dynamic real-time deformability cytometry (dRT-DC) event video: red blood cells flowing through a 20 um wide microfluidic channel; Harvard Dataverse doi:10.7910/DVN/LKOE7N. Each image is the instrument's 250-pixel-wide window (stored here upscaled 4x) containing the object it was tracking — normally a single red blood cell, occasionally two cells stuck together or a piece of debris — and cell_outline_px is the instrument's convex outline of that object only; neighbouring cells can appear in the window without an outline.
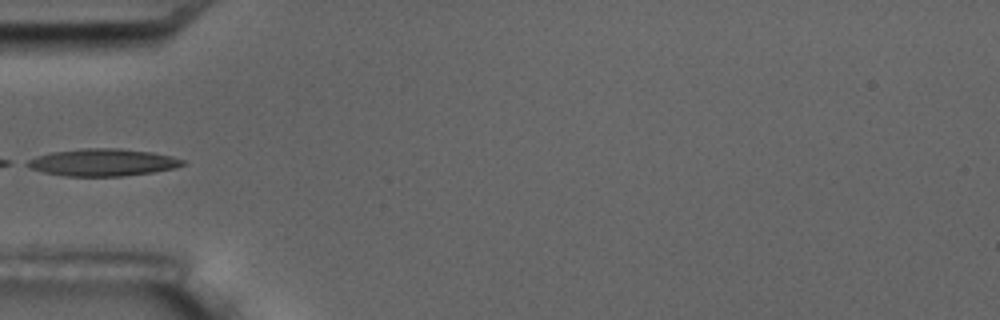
{"species": "common noctule bat (a hibernating species)", "species_latin": "Nyctalus noctula", "temperature_condition": "room temperature", "stored_images_in_passage": 5, "camera_frame_rate_fps": 3000, "um_per_image_px": 0.085, "animal": {"sex": "male", "body_mass_g": 17.5, "forearm_length_mm": 52.3}, "frame": {"image": 1, "passage_image": 5, "time_ms": 5.333, "image_size_px": [1000, 320], "cell_outline_px": [[184, 164], [176, 168], [152, 172], [120, 176], [64, 176], [44, 172], [32, 168], [24, 164], [28, 160], [36, 156], [52, 152], [80, 148], [120, 148], [152, 152], [184, 160]], "centroid_in_image_um": [8.71, 13.8], "position_along_channel_um": 76.3, "area_um2": 24.51}}